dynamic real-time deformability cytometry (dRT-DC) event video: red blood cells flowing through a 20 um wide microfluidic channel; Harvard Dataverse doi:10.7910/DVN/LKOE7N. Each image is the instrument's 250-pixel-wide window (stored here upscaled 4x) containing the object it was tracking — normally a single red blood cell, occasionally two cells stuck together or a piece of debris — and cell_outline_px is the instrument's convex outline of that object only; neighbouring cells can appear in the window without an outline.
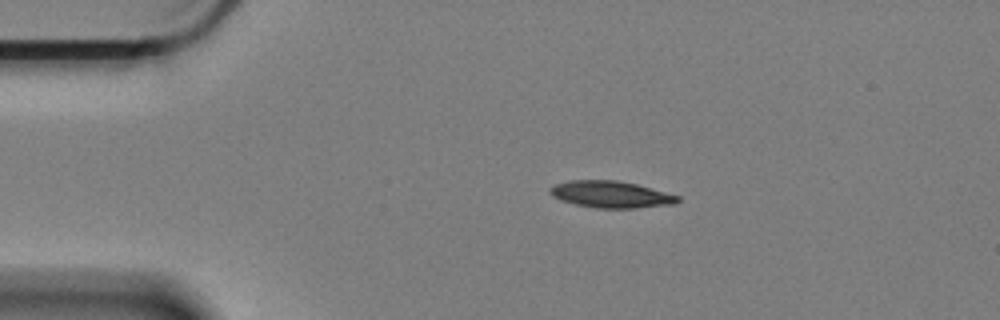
{"species": "Egyptian fruit bat (a non-hibernating species)", "species_latin": "Rousettus aegyptiacus", "temperature_condition": "cold", "stored_images_in_passage": 6, "camera_frame_rate_fps": 3000, "um_per_image_px": 0.085, "animal": {"sex": "female"}, "frame": {"image": 1, "passage_image": 1, "time_ms": 0.0, "image_size_px": [1000, 320], "cell_outline_px": [[680, 200], [676, 204], [636, 208], [596, 208], [576, 204], [560, 200], [552, 196], [552, 188], [556, 184], [568, 180], [616, 180], [636, 184], [680, 196]], "centroid_in_image_um": [51.97, 16.53], "position_along_channel_um": 33.0, "area_um2": 19.77}}